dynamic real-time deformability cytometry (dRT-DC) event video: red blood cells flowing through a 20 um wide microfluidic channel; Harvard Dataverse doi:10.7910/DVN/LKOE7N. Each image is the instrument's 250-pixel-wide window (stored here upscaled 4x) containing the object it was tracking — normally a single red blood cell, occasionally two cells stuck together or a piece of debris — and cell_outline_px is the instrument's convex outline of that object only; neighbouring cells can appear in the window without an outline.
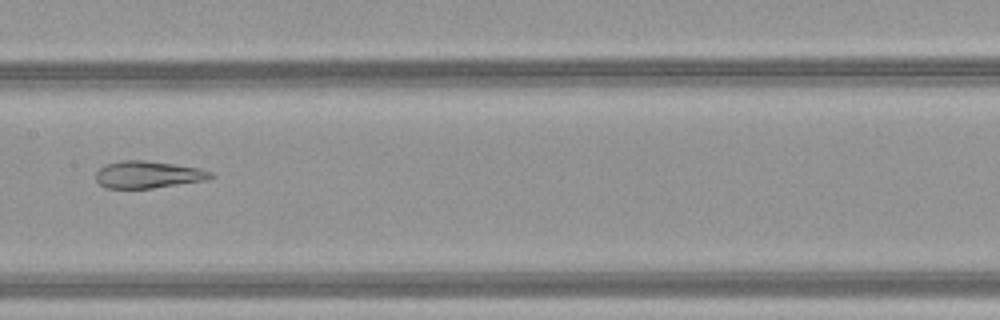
{"species": "common noctule bat (a hibernating species)", "species_latin": "Nyctalus noctula", "temperature_condition": "warm", "stored_images_in_passage": 50, "camera_frame_rate_fps": 3000, "um_per_image_px": 0.085, "animal": {"sex": "female", "body_mass_g": 21.9}, "frame": {"image": 1, "passage_image": 27, "time_ms": 8.667, "image_size_px": [1000, 320], "cell_outline_px": [[216, 176], [208, 180], [152, 188], [104, 188], [96, 180], [96, 172], [104, 164], [120, 160], [144, 160], [200, 168], [212, 172]], "centroid_in_image_um": [12.59, 14.84], "position_along_channel_um": 194.8, "area_um2": 18.26}}
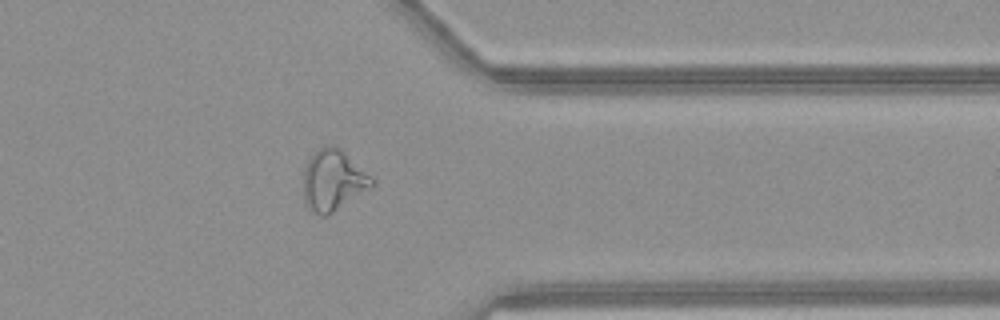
{"frame": {"image": 2, "passage_image": 41, "time_ms": 13.333, "image_size_px": [1000, 320], "cell_outline_px": [[376, 184], [372, 188], [328, 216], [320, 216], [312, 212], [304, 204], [304, 164], [312, 152], [324, 144], [332, 144], [340, 148], [372, 176], [376, 180]], "centroid_in_image_um": [28.32, 15.32], "position_along_channel_um": 383.1, "area_um2": 25.14}}
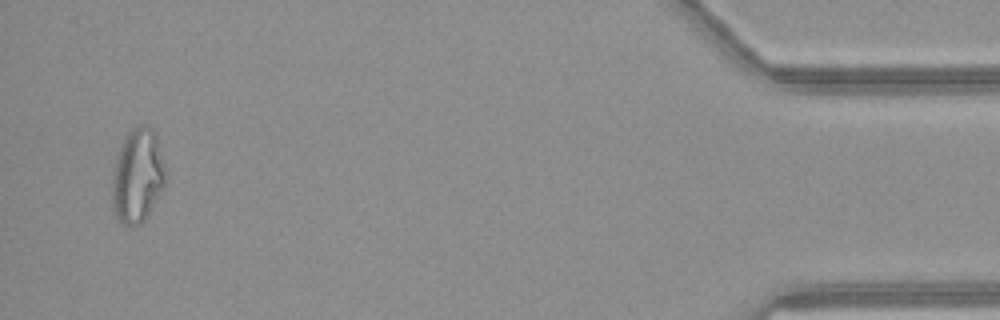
{"frame": {"image": 3, "passage_image": 49, "time_ms": 16.0, "image_size_px": [1000, 320], "cell_outline_px": [[168, 180], [144, 220], [140, 224], [132, 228], [120, 224], [116, 216], [112, 204], [112, 180], [116, 160], [124, 136], [132, 128], [140, 124], [148, 124], [156, 132], [168, 168]], "centroid_in_image_um": [11.74, 14.92], "position_along_channel_um": 423.5, "area_um2": 30.23}, "authors_computed_cell_mechanics": {"area_um2": 25.4031, "velocity_mm_per_s": 4.171, "shape_relaxation_time_tau1_ms": null, "shape_relaxation_time_tau2_ms": 1.4712, "deformation_change_tau1": null, "deformation_change_tau2": 0.1105}}